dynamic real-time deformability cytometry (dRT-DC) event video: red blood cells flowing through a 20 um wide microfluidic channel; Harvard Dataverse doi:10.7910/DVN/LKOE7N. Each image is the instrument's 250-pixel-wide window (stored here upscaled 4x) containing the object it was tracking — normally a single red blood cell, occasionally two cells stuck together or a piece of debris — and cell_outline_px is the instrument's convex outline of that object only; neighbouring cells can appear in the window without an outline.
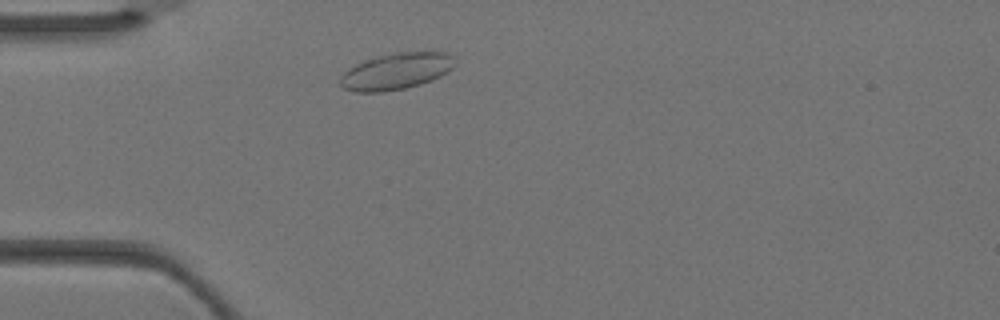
{"species": "Egyptian fruit bat (a non-hibernating species)", "species_latin": "Rousettus aegyptiacus", "temperature_condition": "warm", "stored_images_in_passage": 1, "camera_frame_rate_fps": 3000, "um_per_image_px": 0.085, "animal": {"sex": "female"}, "frame": {"image": 1, "passage_image": 1, "time_ms": 0.0, "image_size_px": [1000, 320], "cell_outline_px": [[456, 64], [452, 68], [440, 76], [432, 80], [420, 84], [404, 88], [384, 92], [356, 92], [344, 88], [340, 84], [340, 76], [348, 68], [356, 64], [376, 56], [396, 52], [444, 52], [452, 56]], "centroid_in_image_um": [33.66, 6.06], "position_along_channel_um": 51.3, "area_um2": 24.28}}